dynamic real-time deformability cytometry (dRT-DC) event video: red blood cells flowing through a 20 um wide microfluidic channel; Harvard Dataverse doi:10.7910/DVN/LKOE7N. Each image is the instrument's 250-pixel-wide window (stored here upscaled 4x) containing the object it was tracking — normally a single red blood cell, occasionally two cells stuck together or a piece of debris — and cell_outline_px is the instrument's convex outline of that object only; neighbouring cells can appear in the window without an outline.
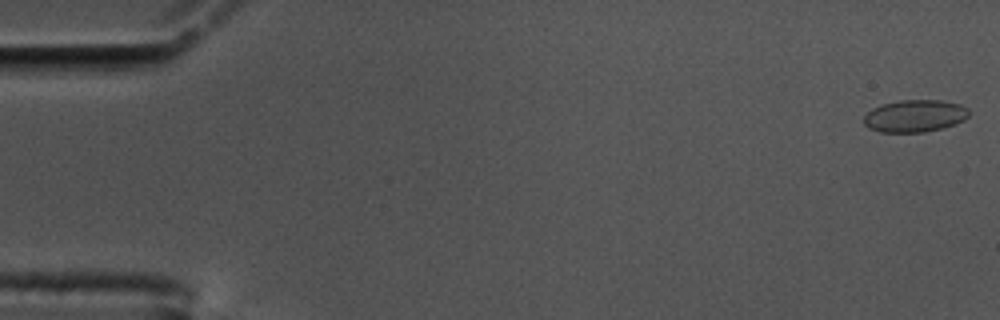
{"species": "common noctule bat (a hibernating species)", "species_latin": "Nyctalus noctula", "temperature_condition": "cold", "stored_images_in_passage": 32, "camera_frame_rate_fps": 3000, "um_per_image_px": 0.085, "animal": {"sex": "male", "body_mass_g": 17.5, "forearm_length_mm": 52.3}, "frame": {"image": 1, "passage_image": 1, "time_ms": 0.0, "image_size_px": [1000, 320], "cell_outline_px": [[968, 116], [964, 120], [956, 124], [924, 132], [880, 132], [868, 128], [864, 124], [864, 116], [872, 108], [884, 104], [900, 100], [940, 100], [960, 104], [968, 108]], "centroid_in_image_um": [77.75, 9.85], "position_along_channel_um": 7.2, "area_um2": 19.71}}
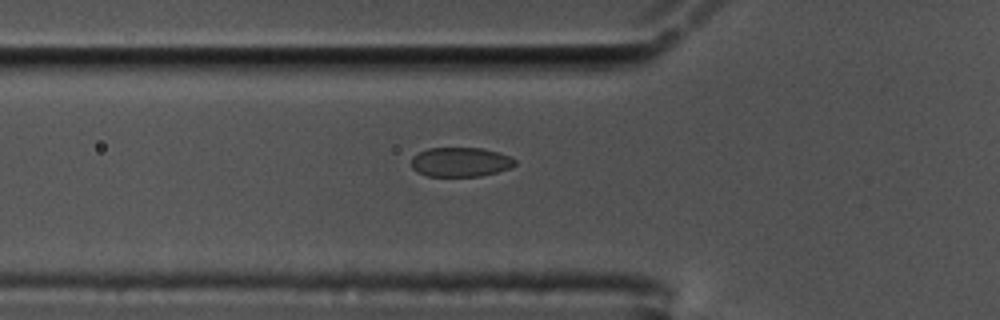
{"frame": {"image": 2, "passage_image": 20, "time_ms": 6.333, "image_size_px": [1000, 320], "cell_outline_px": [[516, 164], [508, 168], [496, 172], [480, 176], [428, 176], [416, 172], [412, 168], [412, 156], [428, 148], [480, 148], [496, 152], [508, 156], [516, 160]], "centroid_in_image_um": [39.1, 13.78], "position_along_channel_um": 86.7, "area_um2": 17.57}}
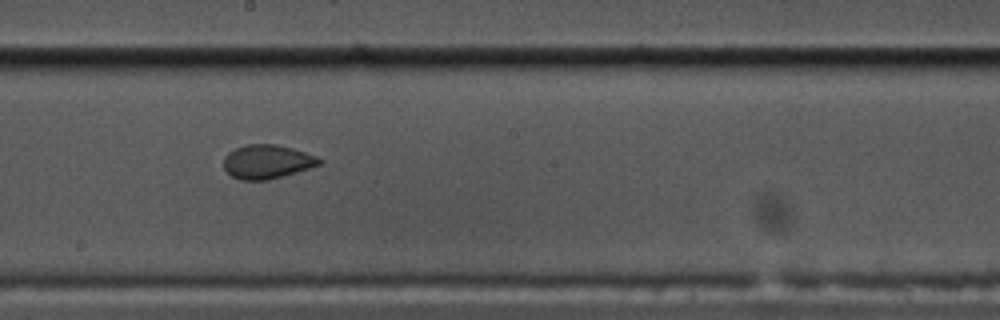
{"frame": {"image": 3, "passage_image": 32, "time_ms": 10.333, "image_size_px": [1000, 320], "cell_outline_px": [[324, 160], [320, 164], [296, 172], [264, 180], [240, 180], [232, 176], [224, 168], [224, 156], [228, 152], [236, 148], [248, 144], [276, 144], [292, 148], [316, 156]], "centroid_in_image_um": [22.68, 13.73], "position_along_channel_um": 225.5, "area_um2": 18.67}}